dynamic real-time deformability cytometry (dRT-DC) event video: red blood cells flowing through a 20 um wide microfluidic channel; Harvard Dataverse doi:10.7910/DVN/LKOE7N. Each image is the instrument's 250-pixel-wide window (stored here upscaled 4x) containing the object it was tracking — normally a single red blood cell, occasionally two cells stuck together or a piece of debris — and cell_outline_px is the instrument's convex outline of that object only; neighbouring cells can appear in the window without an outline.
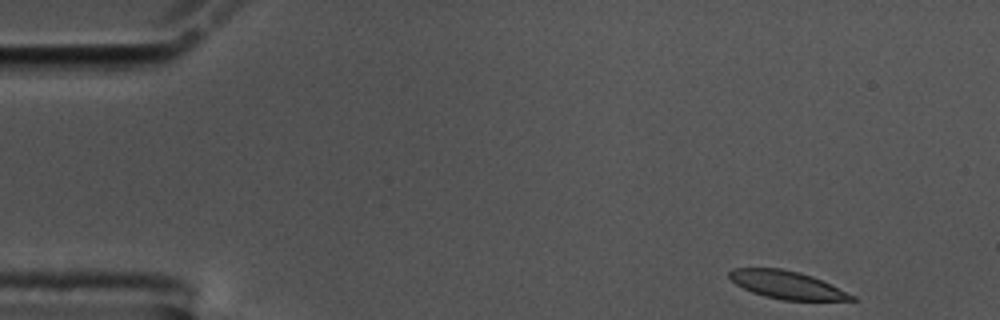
{"species": "common noctule bat (a hibernating species)", "species_latin": "Nyctalus noctula", "temperature_condition": "cold", "stored_images_in_passage": 52, "camera_frame_rate_fps": 3000, "um_per_image_px": 0.085, "animal": {"sex": "male", "body_mass_g": 17.5, "forearm_length_mm": 52.3}, "frame": {"image": 1, "passage_image": 1, "time_ms": 0.0, "image_size_px": [1000, 320], "cell_outline_px": [[860, 300], [784, 300], [764, 296], [752, 292], [736, 284], [728, 276], [728, 272], [732, 268], [784, 268], [800, 272], [812, 276], [856, 296]], "centroid_in_image_um": [66.88, 24.21], "position_along_channel_um": 18.1, "area_um2": 19.77}}
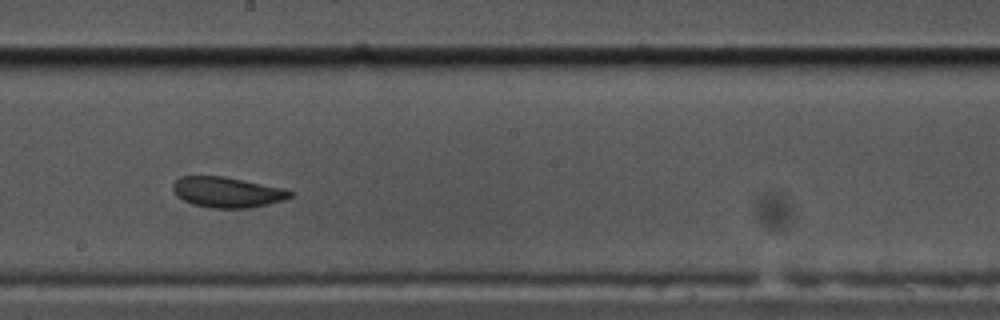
{"frame": {"image": 2, "passage_image": 27, "time_ms": 8.667, "image_size_px": [1000, 320], "cell_outline_px": [[296, 192], [292, 196], [284, 200], [268, 204], [248, 208], [208, 208], [192, 204], [176, 196], [172, 188], [172, 184], [180, 176], [224, 176], [284, 188]], "centroid_in_image_um": [19.32, 16.34], "position_along_channel_um": 228.9, "area_um2": 21.04}}
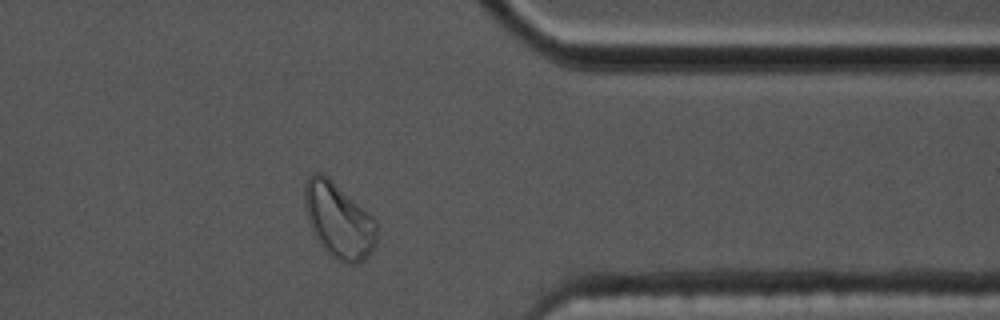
{"frame": {"image": 3, "passage_image": 41, "time_ms": 13.333, "image_size_px": [1000, 320], "cell_outline_px": [[376, 244], [364, 260], [356, 264], [344, 264], [332, 256], [316, 240], [308, 220], [304, 208], [304, 184], [308, 176], [312, 172], [320, 172], [328, 176], [368, 212], [376, 220]], "centroid_in_image_um": [28.76, 18.71], "position_along_channel_um": 382.6, "area_um2": 31.79}, "authors_computed_cell_mechanics": {"area_um2": 21.4149, "velocity_mm_per_s": 3.5356, "shape_relaxation_time_tau1_ms": 3.8739, "shape_relaxation_time_tau2_ms": 1.3095, "deformation_change_tau1": 0.1427, "deformation_change_tau2": 0.0704}}